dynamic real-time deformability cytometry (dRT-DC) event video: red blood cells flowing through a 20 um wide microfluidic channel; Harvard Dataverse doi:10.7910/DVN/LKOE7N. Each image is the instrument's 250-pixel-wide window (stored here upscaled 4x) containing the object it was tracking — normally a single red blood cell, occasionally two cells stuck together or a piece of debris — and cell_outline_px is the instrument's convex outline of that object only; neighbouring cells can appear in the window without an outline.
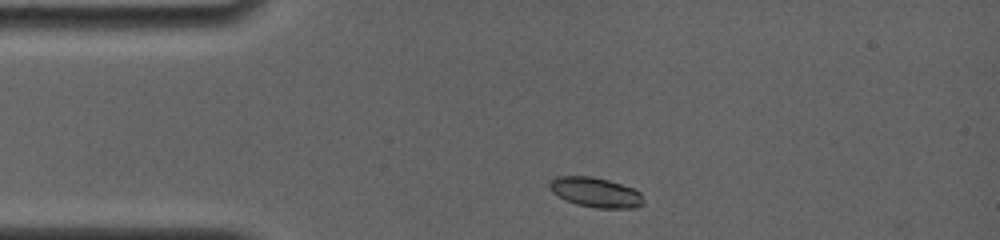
{"species": "common noctule bat (a hibernating species)", "species_latin": "Nyctalus noctula", "temperature_condition": "room temperature", "stored_images_in_passage": 3, "camera_frame_rate_fps": 4000, "um_per_image_px": 0.085, "animal": {"sex": "female", "body_mass_g": 19.0, "forearm_length_mm": 56.7}, "frame": {"image": 1, "passage_image": 1, "time_ms": 0.0, "image_size_px": [1000, 240], "cell_outline_px": [[644, 204], [636, 208], [596, 208], [576, 204], [552, 192], [548, 188], [548, 184], [556, 176], [592, 176], [608, 180], [632, 188], [640, 192]], "centroid_in_image_um": [50.62, 16.35], "position_along_channel_um": 34.4, "area_um2": 16.24}}